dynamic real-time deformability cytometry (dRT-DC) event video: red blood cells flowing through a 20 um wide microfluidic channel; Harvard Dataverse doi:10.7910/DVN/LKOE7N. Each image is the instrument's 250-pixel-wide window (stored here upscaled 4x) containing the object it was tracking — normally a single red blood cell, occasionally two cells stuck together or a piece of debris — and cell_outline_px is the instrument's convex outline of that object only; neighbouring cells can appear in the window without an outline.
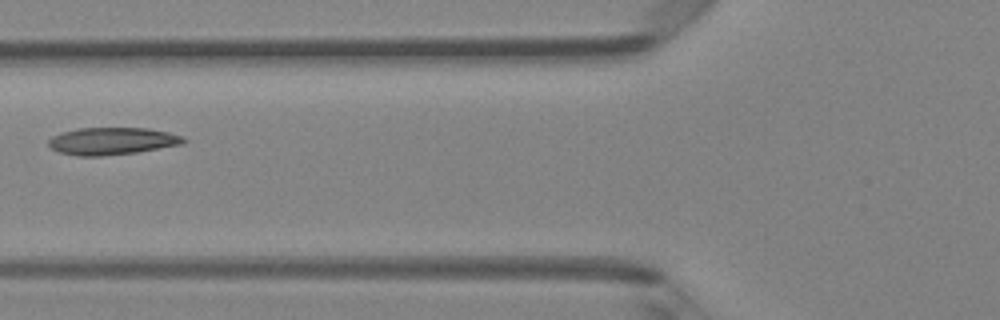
{"species": "Egyptian fruit bat (a non-hibernating species)", "species_latin": "Rousettus aegyptiacus", "temperature_condition": "room temperature", "stored_images_in_passage": 5, "camera_frame_rate_fps": 3000, "um_per_image_px": 0.085, "animal": {"sex": "female"}, "frame": {"image": 1, "passage_image": 4, "time_ms": 1.0, "image_size_px": [1000, 320], "cell_outline_px": [[188, 140], [184, 144], [136, 152], [100, 156], [76, 156], [60, 152], [52, 148], [48, 144], [48, 140], [52, 136], [76, 128], [148, 128], [168, 132], [184, 136]], "centroid_in_image_um": [9.56, 11.99], "position_along_channel_um": 116.2, "area_um2": 21.5}}
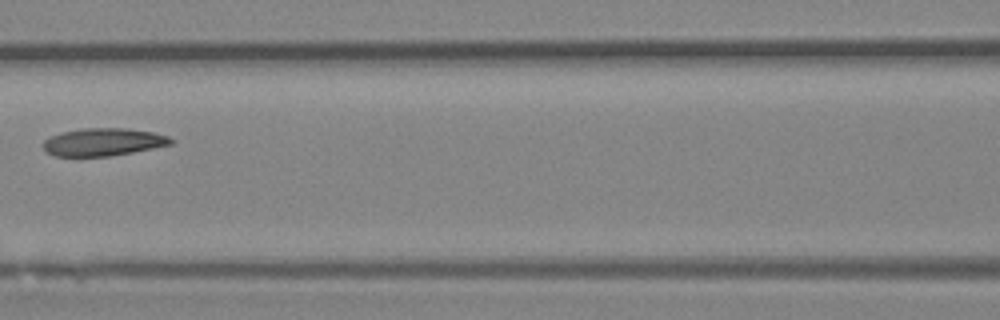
{"frame": {"image": 2, "passage_image": 5, "time_ms": 1.333, "image_size_px": [1000, 320], "cell_outline_px": [[176, 140], [172, 144], [112, 156], [56, 156], [48, 152], [40, 144], [48, 136], [60, 132], [84, 128], [128, 128], [152, 132], [168, 136]], "centroid_in_image_um": [8.75, 12.06], "position_along_channel_um": 157.8, "area_um2": 20.75}}